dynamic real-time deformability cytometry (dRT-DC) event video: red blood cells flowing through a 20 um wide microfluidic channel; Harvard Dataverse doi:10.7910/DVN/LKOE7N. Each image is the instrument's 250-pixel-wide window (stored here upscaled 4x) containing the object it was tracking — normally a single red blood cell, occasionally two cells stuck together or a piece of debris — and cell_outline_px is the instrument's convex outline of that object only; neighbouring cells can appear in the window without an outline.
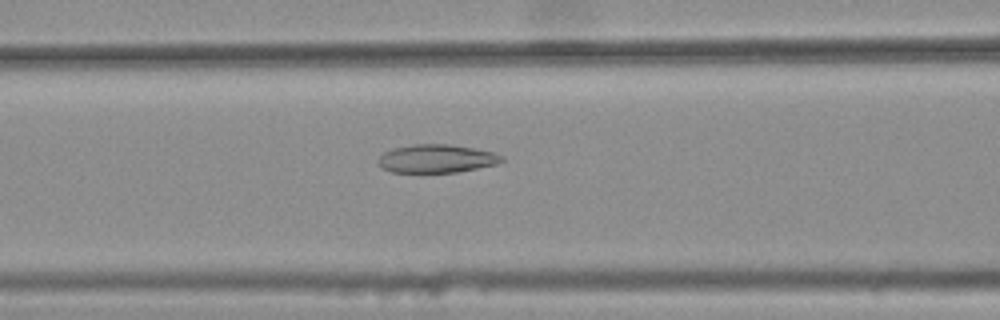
{"species": "common noctule bat (a hibernating species)", "species_latin": "Nyctalus noctula", "temperature_condition": "warm", "stored_images_in_passage": 46, "camera_frame_rate_fps": 3000, "um_per_image_px": 0.085, "animal": {"sex": "female", "body_mass_g": 25.1}, "frame": {"image": 1, "passage_image": 21, "time_ms": 6.667, "image_size_px": [1000, 320], "cell_outline_px": [[504, 160], [496, 164], [456, 172], [392, 172], [380, 168], [376, 160], [384, 152], [392, 148], [412, 144], [448, 144], [476, 148], [492, 152], [504, 156]], "centroid_in_image_um": [37.07, 13.47], "position_along_channel_um": 129.5, "area_um2": 20.46}}
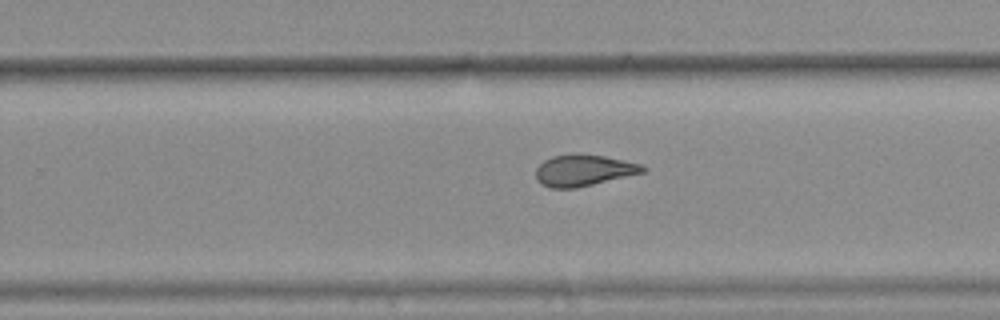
{"frame": {"image": 2, "passage_image": 33, "time_ms": 10.667, "image_size_px": [1000, 320], "cell_outline_px": [[648, 168], [644, 172], [576, 188], [552, 188], [540, 184], [536, 180], [536, 168], [544, 160], [552, 156], [604, 156], [624, 160], [640, 164]], "centroid_in_image_um": [49.59, 14.51], "position_along_channel_um": 280.2, "area_um2": 18.96}}
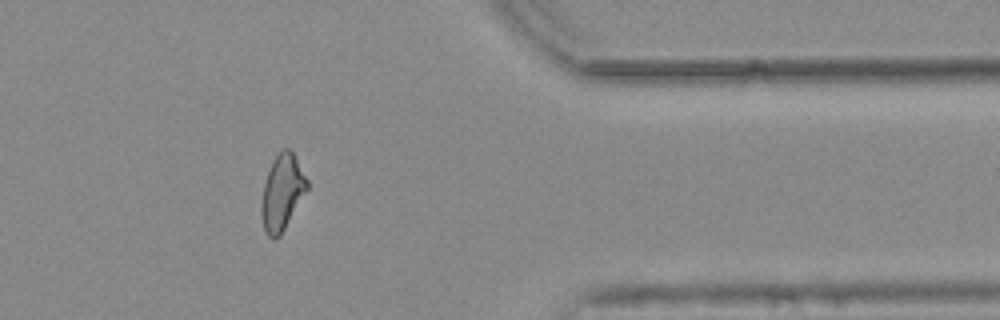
{"frame": {"image": 3, "passage_image": 43, "time_ms": 14.0, "image_size_px": [1000, 320], "cell_outline_px": [[308, 188], [280, 236], [272, 240], [264, 232], [260, 212], [260, 208], [264, 184], [272, 160], [284, 148], [288, 148], [292, 152], [308, 180]], "centroid_in_image_um": [23.96, 16.39], "position_along_channel_um": 387.4, "area_um2": 19.94}, "authors_computed_cell_mechanics": {"area_um2": 20.3745, "velocity_mm_per_s": 3.776, "shape_relaxation_time_tau1_ms": null, "shape_relaxation_time_tau2_ms": 2.0848, "deformation_change_tau1": null, "deformation_change_tau2": 0.0876}}